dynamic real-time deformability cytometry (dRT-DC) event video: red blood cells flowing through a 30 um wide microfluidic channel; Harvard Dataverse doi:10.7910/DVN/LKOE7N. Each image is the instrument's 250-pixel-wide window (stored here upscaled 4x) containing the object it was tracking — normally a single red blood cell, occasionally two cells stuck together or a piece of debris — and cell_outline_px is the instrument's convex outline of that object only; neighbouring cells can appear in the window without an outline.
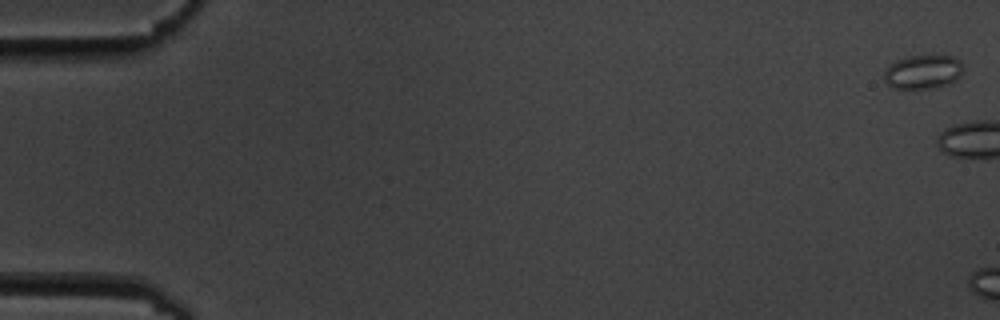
{"species": "common noctule bat (a hibernating species)", "species_latin": "Nyctalus noctula", "temperature_condition": "cold", "stored_images_in_passage": 8, "segment_of_instrument_passage": [1, 2], "camera_frame_rate_fps": 3000, "um_per_image_px": 0.085, "animal": {"sex": "male", "body_mass_g": 19.5, "forearm_length_mm": 54.6}, "frame": {"image": 1, "passage_image": 1, "time_ms": 0.0, "image_size_px": [1000, 320], "cell_outline_px": [[964, 72], [956, 80], [936, 88], [892, 88], [884, 80], [884, 72], [896, 60], [908, 56], [952, 56], [960, 60], [964, 68]], "centroid_in_image_um": [78.49, 6.11], "position_along_channel_um": 6.5, "area_um2": 15.61}}
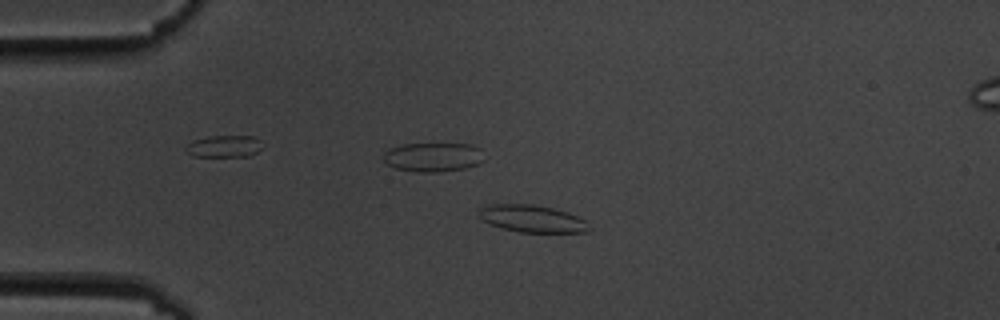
{"frame": {"image": 2, "passage_image": 6, "time_ms": 6.0, "image_size_px": [1000, 320], "cell_outline_px": [[592, 228], [588, 232], [520, 232], [500, 228], [488, 224], [480, 220], [480, 208], [484, 204], [532, 204], [552, 208], [568, 212], [584, 220]], "centroid_in_image_um": [45.19, 18.59], "position_along_channel_um": 39.8, "area_um2": 17.63}}